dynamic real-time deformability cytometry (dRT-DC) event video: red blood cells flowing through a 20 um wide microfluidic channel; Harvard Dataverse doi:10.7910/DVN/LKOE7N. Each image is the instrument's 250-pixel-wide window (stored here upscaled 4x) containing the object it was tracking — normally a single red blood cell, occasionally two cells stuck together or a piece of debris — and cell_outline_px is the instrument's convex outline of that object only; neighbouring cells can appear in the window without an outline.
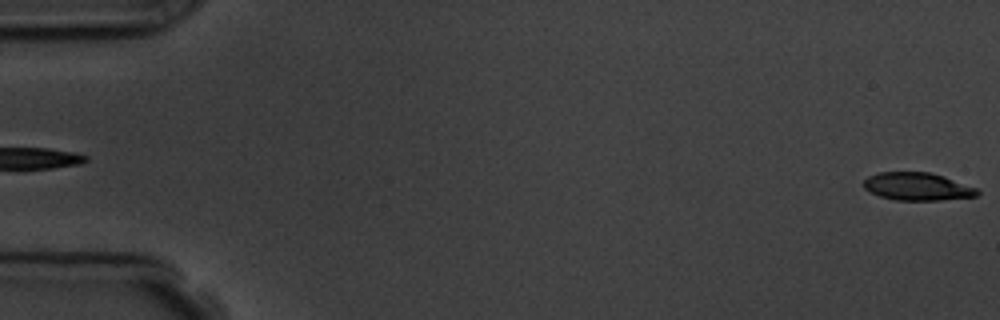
{"species": "common noctule bat (a hibernating species)", "species_latin": "Nyctalus noctula", "temperature_condition": "room temperature", "stored_images_in_passage": 7, "segment_of_instrument_passage": [2, 2], "camera_frame_rate_fps": 3000, "um_per_image_px": 0.085, "animal": {"sex": "male", "body_mass_g": 19.5, "forearm_length_mm": 54.6}, "frame": {"image": 1, "passage_image": 7, "time_ms": 7.667, "image_size_px": [1000, 320], "cell_outline_px": [[980, 192], [976, 196], [940, 200], [896, 200], [880, 196], [868, 192], [864, 188], [864, 180], [868, 176], [880, 172], [928, 172], [944, 176], [976, 188]], "centroid_in_image_um": [77.95, 15.85], "position_along_channel_um": 7.1, "area_um2": 18.32}}